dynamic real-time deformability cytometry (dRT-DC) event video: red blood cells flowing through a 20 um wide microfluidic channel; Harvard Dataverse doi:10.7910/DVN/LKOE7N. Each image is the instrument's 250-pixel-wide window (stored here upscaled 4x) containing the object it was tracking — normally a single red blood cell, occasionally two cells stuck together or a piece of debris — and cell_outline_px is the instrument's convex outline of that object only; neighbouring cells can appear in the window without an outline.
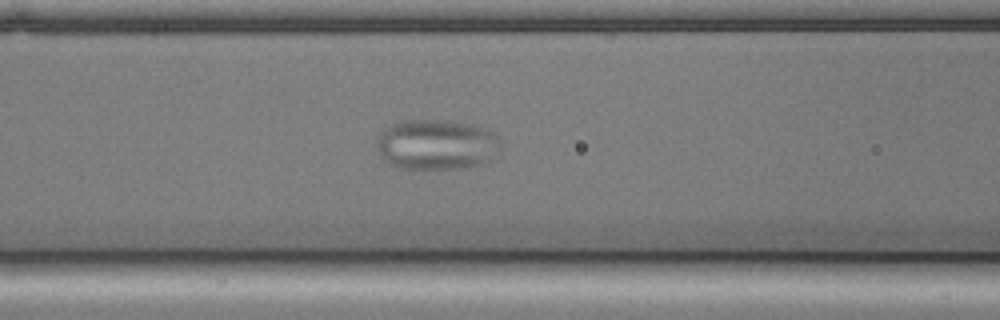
{"species": "common noctule bat (a hibernating species)", "species_latin": "Nyctalus noctula", "temperature_condition": "cold", "stored_images_in_passage": 54, "camera_frame_rate_fps": 3000, "um_per_image_px": 0.085, "animal": {"sex": "male", "body_mass_g": 17.9, "forearm_length_mm": 54.2}, "frame": {"image": 1, "passage_image": 21, "time_ms": 6.667, "image_size_px": [1000, 320], "cell_outline_px": [[504, 144], [500, 152], [488, 160], [480, 164], [460, 168], [400, 168], [384, 160], [376, 148], [376, 136], [384, 128], [392, 124], [404, 120], [440, 120], [468, 124], [484, 128], [500, 136]], "centroid_in_image_um": [37.12, 12.28], "position_along_channel_um": 129.5, "area_um2": 36.59}}
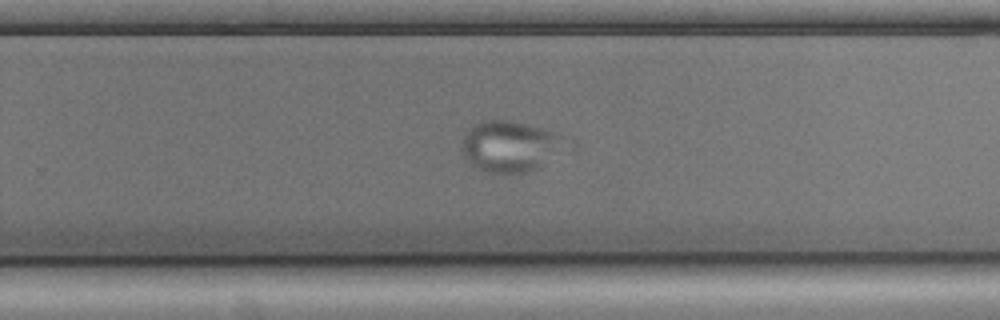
{"frame": {"image": 2, "passage_image": 34, "time_ms": 11.0, "image_size_px": [1000, 320], "cell_outline_px": [[576, 152], [540, 168], [524, 172], [504, 176], [484, 172], [476, 168], [460, 152], [460, 140], [468, 128], [472, 124], [484, 120], [512, 120], [560, 132], [576, 140]], "centroid_in_image_um": [43.63, 12.47], "position_along_channel_um": 286.2, "area_um2": 34.22}}
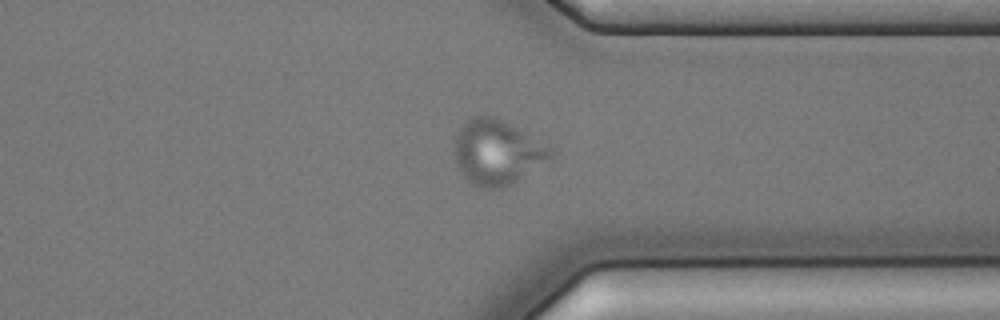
{"frame": {"image": 3, "passage_image": 41, "time_ms": 13.333, "image_size_px": [1000, 320], "cell_outline_px": [[556, 152], [552, 160], [516, 180], [500, 188], [476, 188], [460, 172], [456, 164], [452, 152], [456, 136], [460, 128], [472, 116], [492, 116], [528, 132], [552, 144], [556, 148]], "centroid_in_image_um": [42.32, 12.93], "position_along_channel_um": 369.1, "area_um2": 37.11}}